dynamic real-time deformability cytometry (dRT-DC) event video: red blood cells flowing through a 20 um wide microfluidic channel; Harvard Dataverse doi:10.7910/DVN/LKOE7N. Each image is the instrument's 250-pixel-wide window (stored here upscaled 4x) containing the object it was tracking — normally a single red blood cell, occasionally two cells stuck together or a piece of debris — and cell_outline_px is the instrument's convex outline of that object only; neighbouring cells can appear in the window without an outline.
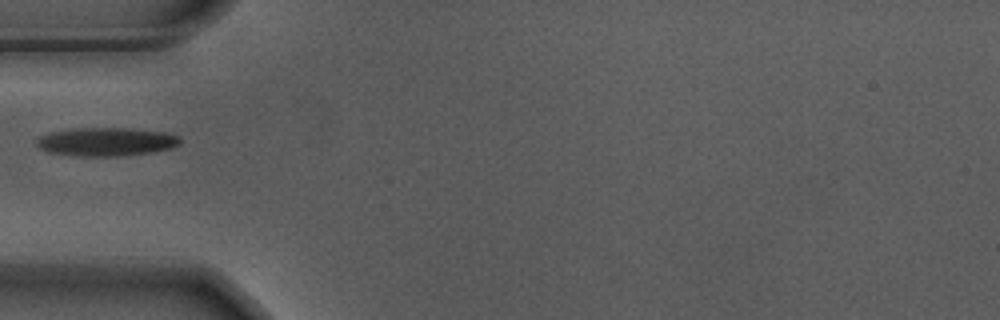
{"species": "Egyptian fruit bat (a non-hibernating species)", "species_latin": "Rousettus aegyptiacus", "temperature_condition": "warm", "stored_images_in_passage": 21, "camera_frame_rate_fps": 3000, "um_per_image_px": 0.085, "animal": {"sex": "male"}, "frame": {"image": 1, "passage_image": 1, "time_ms": 0.0, "image_size_px": [1000, 320], "cell_outline_px": [[180, 144], [168, 148], [148, 152], [112, 156], [80, 156], [48, 152], [40, 148], [36, 144], [36, 140], [40, 136], [48, 132], [76, 128], [132, 128], [168, 132], [180, 136]], "centroid_in_image_um": [9.01, 12.03], "position_along_channel_um": 76.0, "area_um2": 23.7}}
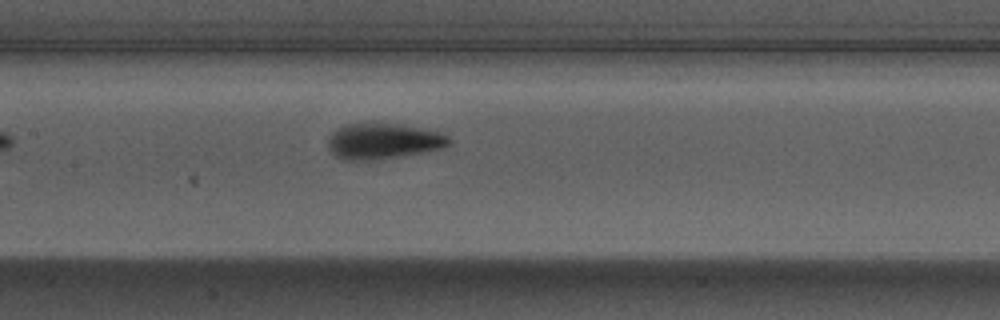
{"frame": {"image": 2, "passage_image": 9, "time_ms": 2.667, "image_size_px": [1000, 320], "cell_outline_px": [[452, 140], [444, 148], [396, 156], [368, 160], [344, 160], [336, 156], [328, 148], [328, 136], [336, 128], [344, 124], [364, 120], [372, 120], [404, 124], [440, 132], [448, 136]], "centroid_in_image_um": [32.51, 11.92], "position_along_channel_um": 174.9, "area_um2": 25.95}}
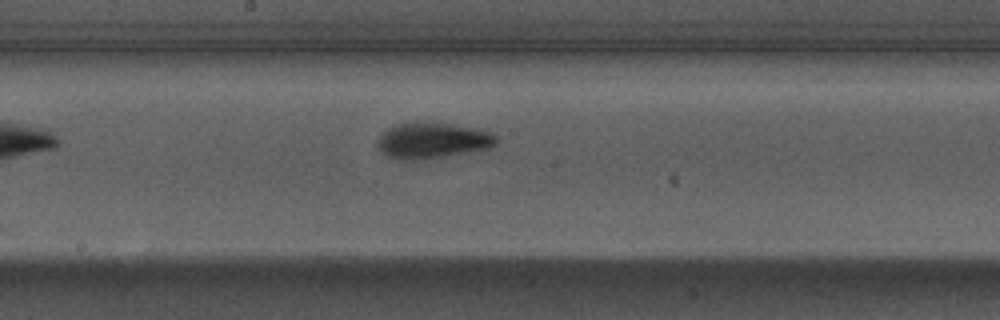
{"frame": {"image": 3, "passage_image": 12, "time_ms": 3.667, "image_size_px": [1000, 320], "cell_outline_px": [[500, 140], [496, 144], [488, 148], [440, 156], [412, 160], [404, 160], [388, 156], [380, 152], [376, 144], [376, 140], [388, 128], [396, 124], [416, 120], [424, 120], [452, 124], [476, 128], [492, 132]], "centroid_in_image_um": [36.73, 11.89], "position_along_channel_um": 211.5, "area_um2": 25.03}}